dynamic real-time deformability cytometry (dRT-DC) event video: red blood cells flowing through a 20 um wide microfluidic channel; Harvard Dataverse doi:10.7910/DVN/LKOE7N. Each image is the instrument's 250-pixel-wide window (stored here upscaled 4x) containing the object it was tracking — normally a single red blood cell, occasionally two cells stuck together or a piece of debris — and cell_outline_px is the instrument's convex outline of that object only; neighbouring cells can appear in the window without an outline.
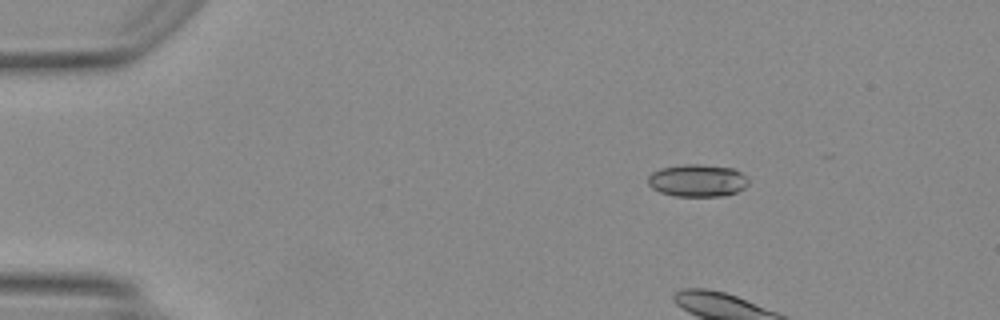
{"species": "Egyptian fruit bat (a non-hibernating species)", "species_latin": "Rousettus aegyptiacus", "temperature_condition": "warm", "stored_images_in_passage": 4, "camera_frame_rate_fps": 3000, "um_per_image_px": 0.085, "animal": {"sex": "female"}, "frame": {"image": 1, "passage_image": 1, "time_ms": 0.0, "image_size_px": [1000, 320], "cell_outline_px": [[748, 184], [744, 188], [736, 192], [720, 196], [676, 196], [660, 192], [652, 188], [648, 184], [648, 176], [652, 172], [660, 168], [684, 164], [700, 164], [732, 168], [740, 172], [748, 180]], "centroid_in_image_um": [59.25, 15.34], "position_along_channel_um": 25.7, "area_um2": 18.9}}